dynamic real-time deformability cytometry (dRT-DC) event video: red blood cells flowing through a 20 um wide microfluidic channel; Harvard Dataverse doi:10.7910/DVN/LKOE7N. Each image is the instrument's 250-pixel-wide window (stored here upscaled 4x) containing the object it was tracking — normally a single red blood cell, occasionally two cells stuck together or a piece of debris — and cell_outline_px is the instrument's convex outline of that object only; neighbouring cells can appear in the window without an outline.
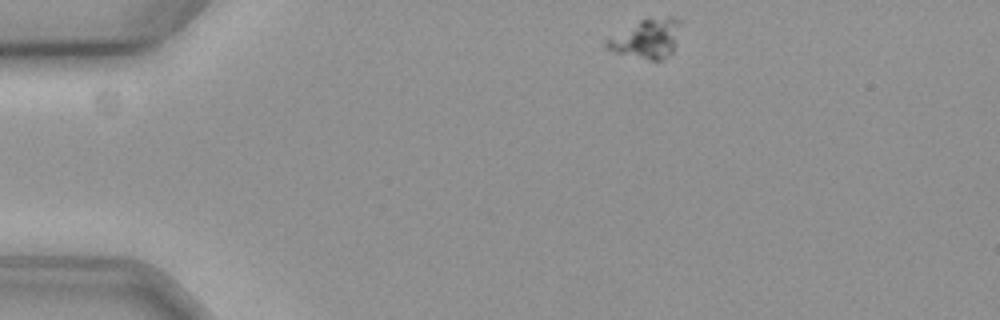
{"species": "common noctule bat (a hibernating species)", "species_latin": "Nyctalus noctula", "temperature_condition": "cold", "stored_images_in_passage": 4, "camera_frame_rate_fps": 3000, "um_per_image_px": 0.085, "animal": {"sex": "female", "body_mass_g": 19.3, "forearm_length_mm": 54.1}, "frame": {"image": 1, "passage_image": 1, "time_ms": 0.0, "image_size_px": [1000, 320], "cell_outline_px": [[680, 24], [676, 44], [672, 52], [664, 60], [648, 60], [616, 52], [608, 48], [604, 44], [604, 40], [640, 20], [668, 16], [672, 16], [680, 20]], "centroid_in_image_um": [54.99, 3.29], "position_along_channel_um": 30.0, "area_um2": 16.76}}